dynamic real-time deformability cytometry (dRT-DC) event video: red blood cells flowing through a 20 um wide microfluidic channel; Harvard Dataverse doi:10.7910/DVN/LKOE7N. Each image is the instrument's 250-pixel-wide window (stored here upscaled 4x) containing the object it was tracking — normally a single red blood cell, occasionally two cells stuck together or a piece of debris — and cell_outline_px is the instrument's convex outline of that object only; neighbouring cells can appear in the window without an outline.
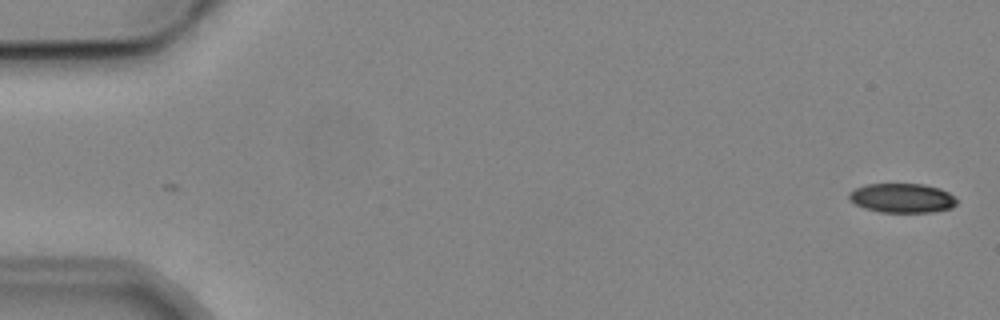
{"species": "common noctule bat (a hibernating species)", "species_latin": "Nyctalus noctula", "temperature_condition": "cold", "stored_images_in_passage": 3, "camera_frame_rate_fps": 3000, "um_per_image_px": 0.085, "animal": {"sex": "male", "body_mass_g": 19.2, "forearm_length_mm": 51.8}, "frame": {"image": 1, "passage_image": 3, "time_ms": 3.333, "image_size_px": [1000, 320], "cell_outline_px": [[956, 204], [952, 208], [932, 212], [880, 212], [864, 208], [848, 200], [848, 192], [856, 188], [868, 184], [924, 184], [940, 188], [948, 192], [956, 200]], "centroid_in_image_um": [76.66, 16.83], "position_along_channel_um": 8.3, "area_um2": 18.44}}